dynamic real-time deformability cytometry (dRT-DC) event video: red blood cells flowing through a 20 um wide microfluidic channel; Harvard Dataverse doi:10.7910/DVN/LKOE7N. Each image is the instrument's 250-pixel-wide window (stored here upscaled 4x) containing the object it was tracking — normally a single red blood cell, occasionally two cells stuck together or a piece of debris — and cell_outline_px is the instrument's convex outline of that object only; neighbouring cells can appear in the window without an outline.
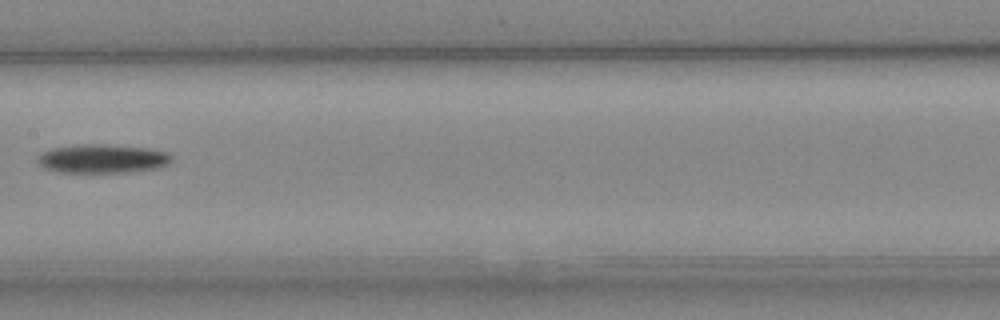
{"species": "Egyptian fruit bat (a non-hibernating species)", "species_latin": "Rousettus aegyptiacus", "temperature_condition": "cold", "stored_images_in_passage": 8, "camera_frame_rate_fps": 3000, "um_per_image_px": 0.085, "animal": {"sex": "female"}, "frame": {"image": 1, "passage_image": 8, "time_ms": 8.667, "image_size_px": [1000, 320], "cell_outline_px": [[172, 160], [168, 164], [160, 168], [124, 172], [56, 172], [44, 168], [36, 164], [36, 156], [52, 148], [84, 144], [100, 144], [152, 148], [168, 152], [172, 156]], "centroid_in_image_um": [8.7, 13.49], "position_along_channel_um": 198.7, "area_um2": 22.72}}